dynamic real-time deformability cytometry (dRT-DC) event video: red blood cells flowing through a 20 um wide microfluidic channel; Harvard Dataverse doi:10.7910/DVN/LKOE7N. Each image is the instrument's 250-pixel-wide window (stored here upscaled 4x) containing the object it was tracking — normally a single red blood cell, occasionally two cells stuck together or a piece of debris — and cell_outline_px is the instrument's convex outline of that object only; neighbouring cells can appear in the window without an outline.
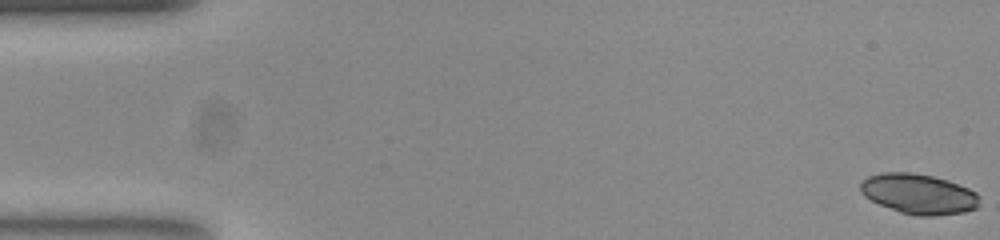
{"species": "common noctule bat (a hibernating species)", "species_latin": "Nyctalus noctula", "temperature_condition": "room temperature", "stored_images_in_passage": 46, "camera_frame_rate_fps": 3000, "um_per_image_px": 0.085, "animal": {"sex": "female", "body_mass_g": 23.0, "forearm_length_mm": 53.4}, "frame": {"image": 1, "passage_image": 1, "time_ms": 0.0, "image_size_px": [1000, 240], "cell_outline_px": [[980, 204], [976, 208], [964, 212], [932, 216], [916, 216], [900, 212], [880, 204], [864, 196], [860, 192], [860, 180], [868, 176], [880, 172], [912, 172], [932, 176], [948, 180], [968, 188], [976, 192], [980, 196]], "centroid_in_image_um": [78.08, 16.47], "position_along_channel_um": 6.9, "area_um2": 28.09}}
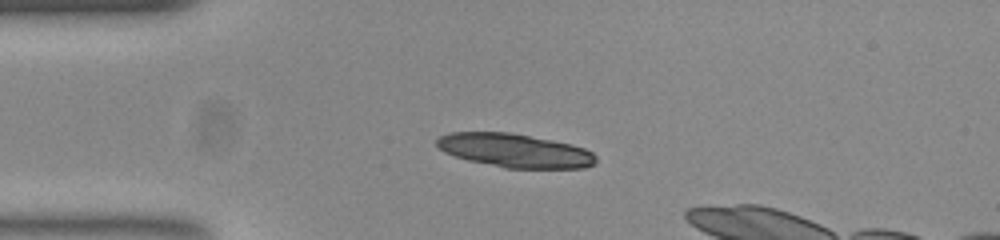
{"frame": {"image": 2, "passage_image": 13, "time_ms": 4.0, "image_size_px": [1000, 240], "cell_outline_px": [[596, 164], [584, 168], [504, 168], [468, 160], [444, 152], [436, 144], [436, 140], [440, 136], [448, 132], [508, 132], [552, 140], [572, 144], [584, 148], [592, 152], [596, 156]], "centroid_in_image_um": [43.77, 12.8], "position_along_channel_um": 41.2, "area_um2": 31.27}}